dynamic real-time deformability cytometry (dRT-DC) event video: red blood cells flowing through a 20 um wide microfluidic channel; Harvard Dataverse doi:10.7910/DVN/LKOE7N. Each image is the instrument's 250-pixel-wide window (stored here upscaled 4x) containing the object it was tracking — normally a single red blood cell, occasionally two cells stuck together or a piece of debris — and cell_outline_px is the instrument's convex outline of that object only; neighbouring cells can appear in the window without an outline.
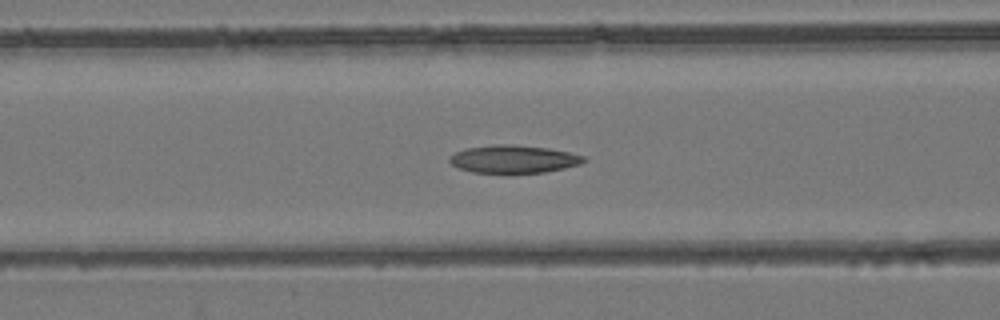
{"species": "common noctule bat (a hibernating species)", "species_latin": "Nyctalus noctula", "temperature_condition": "room temperature", "stored_images_in_passage": 53, "camera_frame_rate_fps": 3000, "um_per_image_px": 0.085, "animal": {"sex": "female", "body_mass_g": 24.6, "forearm_length_mm": 56.2}, "frame": {"image": 1, "passage_image": 22, "time_ms": 7.0, "image_size_px": [1000, 320], "cell_outline_px": [[588, 160], [580, 164], [564, 168], [544, 172], [472, 172], [460, 168], [452, 164], [448, 160], [456, 152], [468, 148], [492, 144], [512, 144], [548, 148], [568, 152], [584, 156]], "centroid_in_image_um": [43.68, 13.51], "position_along_channel_um": 122.9, "area_um2": 21.44}}
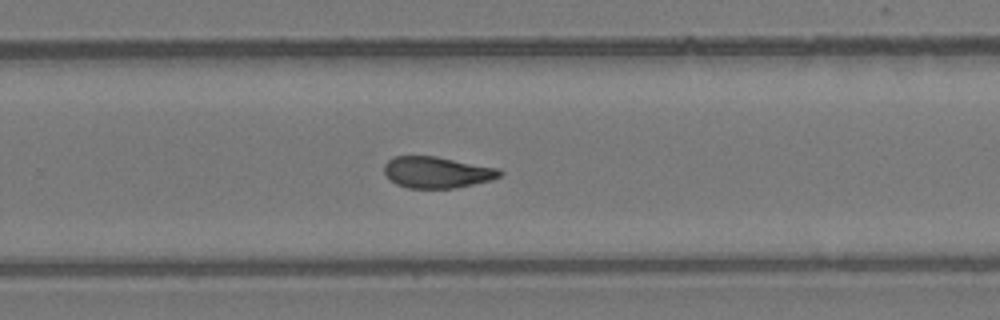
{"frame": {"image": 2, "passage_image": 35, "time_ms": 11.333, "image_size_px": [1000, 320], "cell_outline_px": [[504, 172], [500, 176], [492, 180], [456, 188], [408, 188], [396, 184], [384, 172], [384, 164], [388, 160], [396, 156], [436, 156], [500, 168]], "centroid_in_image_um": [37.18, 14.64], "position_along_channel_um": 292.6, "area_um2": 21.21}}
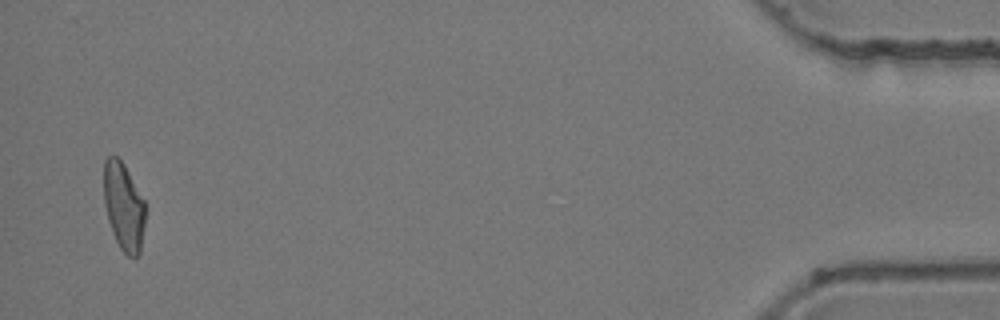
{"frame": {"image": 3, "passage_image": 52, "time_ms": 17.0, "image_size_px": [1000, 320], "cell_outline_px": [[144, 228], [140, 252], [136, 260], [128, 256], [120, 248], [112, 232], [108, 220], [104, 204], [104, 160], [108, 156], [116, 156], [124, 164], [144, 200]], "centroid_in_image_um": [10.51, 17.58], "position_along_channel_um": 424.7, "area_um2": 21.21}, "authors_computed_cell_mechanics": {"area_um2": 21.8484, "velocity_mm_per_s": 3.9235, "shape_relaxation_time_tau1_ms": null, "shape_relaxation_time_tau2_ms": 3.2215, "deformation_change_tau1": null, "deformation_change_tau2": 0.0945}}